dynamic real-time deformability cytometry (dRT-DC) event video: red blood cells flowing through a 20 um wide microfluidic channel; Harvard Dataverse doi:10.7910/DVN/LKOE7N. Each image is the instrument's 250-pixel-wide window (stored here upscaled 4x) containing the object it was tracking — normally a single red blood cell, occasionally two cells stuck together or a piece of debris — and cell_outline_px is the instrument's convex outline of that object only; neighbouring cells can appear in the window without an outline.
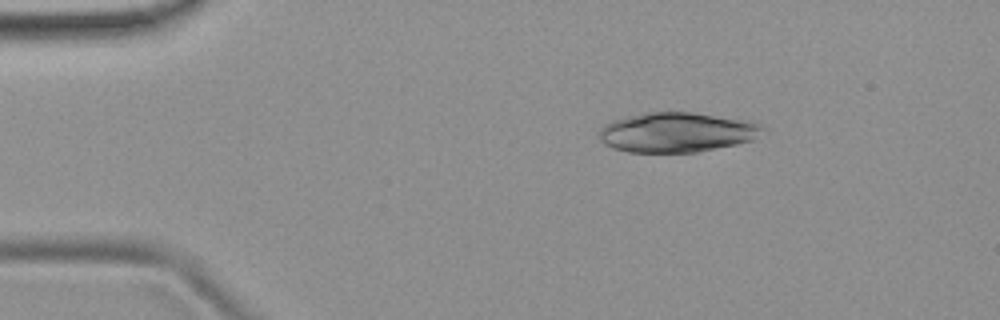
{"species": "common noctule bat (a hibernating species)", "species_latin": "Nyctalus noctula", "temperature_condition": "room temperature", "stored_images_in_passage": 50, "camera_frame_rate_fps": 3000, "um_per_image_px": 0.085, "animal": {"sex": "female", "body_mass_g": 19.9}, "frame": {"image": 1, "passage_image": 8, "time_ms": 2.333, "image_size_px": [1000, 320], "cell_outline_px": [[764, 128], [752, 140], [736, 144], [696, 152], [628, 152], [612, 148], [604, 144], [600, 140], [600, 128], [604, 124], [612, 120], [644, 112], [692, 112], [752, 120], [764, 124]], "centroid_in_image_um": [57.53, 11.23], "position_along_channel_um": 27.5, "area_um2": 38.15}}